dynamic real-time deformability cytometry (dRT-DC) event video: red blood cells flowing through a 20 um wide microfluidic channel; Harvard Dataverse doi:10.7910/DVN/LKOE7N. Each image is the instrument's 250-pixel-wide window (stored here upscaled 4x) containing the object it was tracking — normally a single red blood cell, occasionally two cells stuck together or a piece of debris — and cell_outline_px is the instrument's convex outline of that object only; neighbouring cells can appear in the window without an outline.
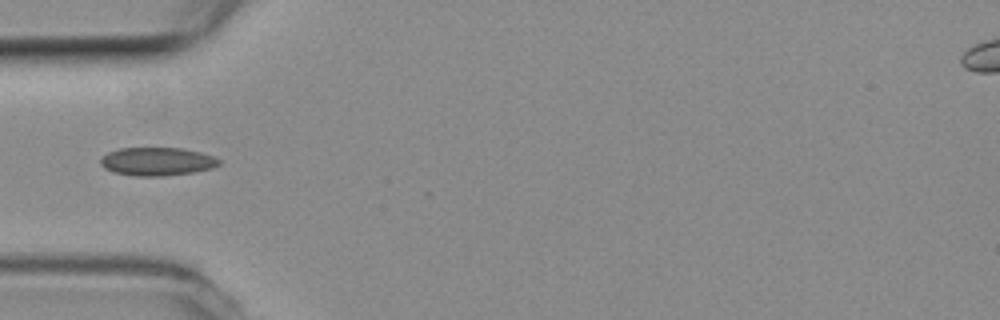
{"species": "common noctule bat (a hibernating species)", "species_latin": "Nyctalus noctula", "temperature_condition": "room temperature", "stored_images_in_passage": 38, "camera_frame_rate_fps": 3000, "um_per_image_px": 0.085, "animal": {"sex": "female", "body_mass_g": 19.3, "forearm_length_mm": 54.1}, "frame": {"image": 1, "passage_image": 1, "time_ms": 0.0, "image_size_px": [1000, 320], "cell_outline_px": [[220, 164], [212, 168], [196, 172], [160, 176], [136, 176], [112, 172], [104, 168], [100, 164], [100, 156], [108, 152], [120, 148], [180, 148], [200, 152], [212, 156], [220, 160]], "centroid_in_image_um": [13.31, 13.73], "position_along_channel_um": 71.7, "area_um2": 19.59}}
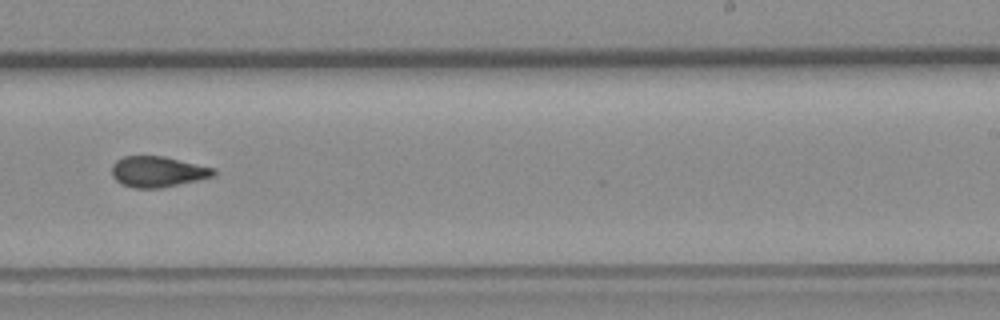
{"frame": {"image": 2, "passage_image": 17, "time_ms": 5.333, "image_size_px": [1000, 320], "cell_outline_px": [[216, 176], [200, 180], [160, 188], [132, 188], [120, 184], [112, 176], [112, 164], [116, 160], [124, 156], [164, 156], [216, 168]], "centroid_in_image_um": [13.42, 14.6], "position_along_channel_um": 275.6, "area_um2": 18.55}}
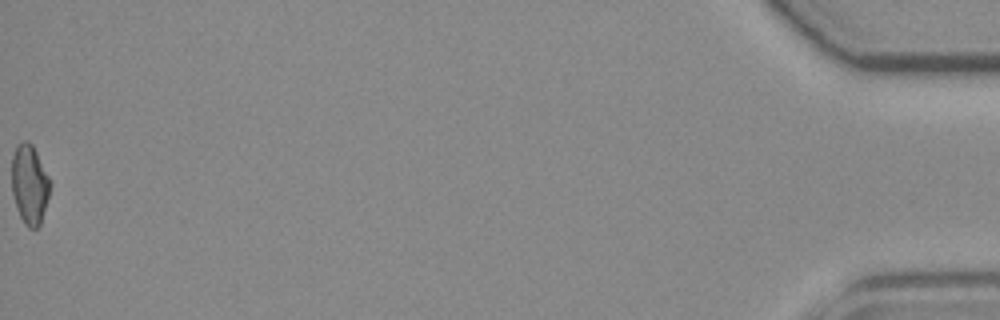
{"frame": {"image": 3, "passage_image": 38, "time_ms": 12.333, "image_size_px": [1000, 320], "cell_outline_px": [[52, 184], [40, 224], [36, 228], [28, 228], [24, 224], [20, 216], [12, 192], [12, 156], [16, 144], [24, 140], [28, 140], [32, 144]], "centroid_in_image_um": [2.51, 15.65], "position_along_channel_um": 432.7, "area_um2": 17.69}}